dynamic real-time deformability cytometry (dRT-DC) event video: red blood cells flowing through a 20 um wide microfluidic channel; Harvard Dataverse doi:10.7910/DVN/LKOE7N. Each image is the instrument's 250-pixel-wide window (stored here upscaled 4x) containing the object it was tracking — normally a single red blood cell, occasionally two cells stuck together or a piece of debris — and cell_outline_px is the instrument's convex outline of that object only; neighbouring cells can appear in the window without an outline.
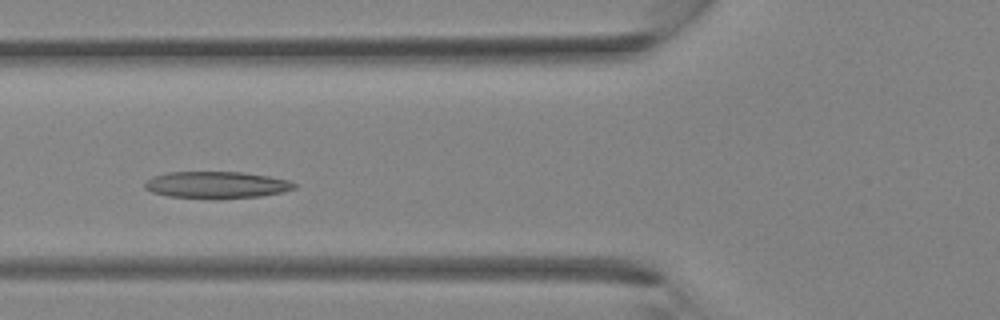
{"species": "Egyptian fruit bat (a non-hibernating species)", "species_latin": "Rousettus aegyptiacus", "temperature_condition": "room temperature", "stored_images_in_passage": 31, "camera_frame_rate_fps": 3000, "um_per_image_px": 0.085, "animal": {"sex": "female"}, "frame": {"image": 1, "passage_image": 8, "time_ms": 2.333, "image_size_px": [1000, 320], "cell_outline_px": [[296, 188], [280, 192], [260, 196], [212, 200], [168, 196], [152, 192], [144, 188], [144, 184], [152, 176], [168, 172], [244, 172], [268, 176], [288, 180], [296, 184]], "centroid_in_image_um": [18.37, 15.73], "position_along_channel_um": 107.4, "area_um2": 23.64}}
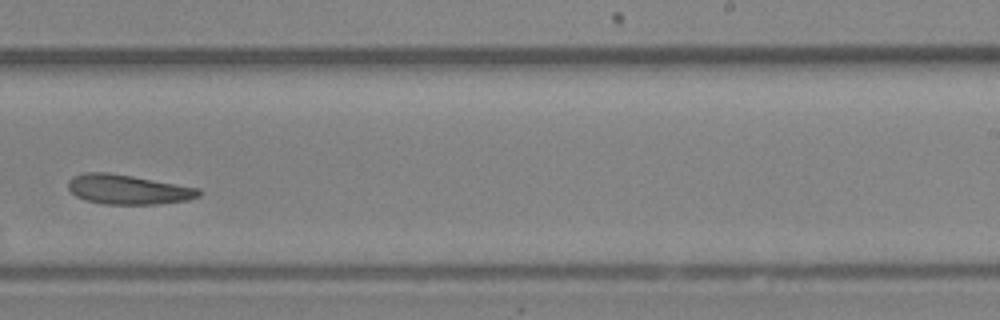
{"frame": {"image": 2, "passage_image": 17, "time_ms": 5.333, "image_size_px": [1000, 320], "cell_outline_px": [[200, 196], [188, 200], [156, 204], [104, 204], [84, 200], [76, 196], [68, 188], [68, 180], [72, 176], [84, 172], [108, 172], [132, 176], [200, 188]], "centroid_in_image_um": [10.85, 16.1], "position_along_channel_um": 278.1, "area_um2": 22.6}}
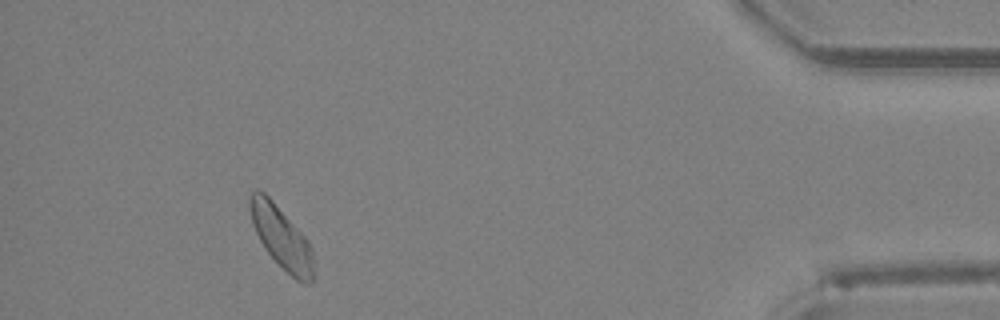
{"frame": {"image": 3, "passage_image": 27, "time_ms": 8.667, "image_size_px": [1000, 320], "cell_outline_px": [[312, 280], [296, 280], [264, 248], [252, 224], [248, 204], [248, 196], [252, 192], [264, 192], [272, 200], [308, 240], [312, 248]], "centroid_in_image_um": [23.87, 20.12], "position_along_channel_um": 411.3, "area_um2": 22.2}}